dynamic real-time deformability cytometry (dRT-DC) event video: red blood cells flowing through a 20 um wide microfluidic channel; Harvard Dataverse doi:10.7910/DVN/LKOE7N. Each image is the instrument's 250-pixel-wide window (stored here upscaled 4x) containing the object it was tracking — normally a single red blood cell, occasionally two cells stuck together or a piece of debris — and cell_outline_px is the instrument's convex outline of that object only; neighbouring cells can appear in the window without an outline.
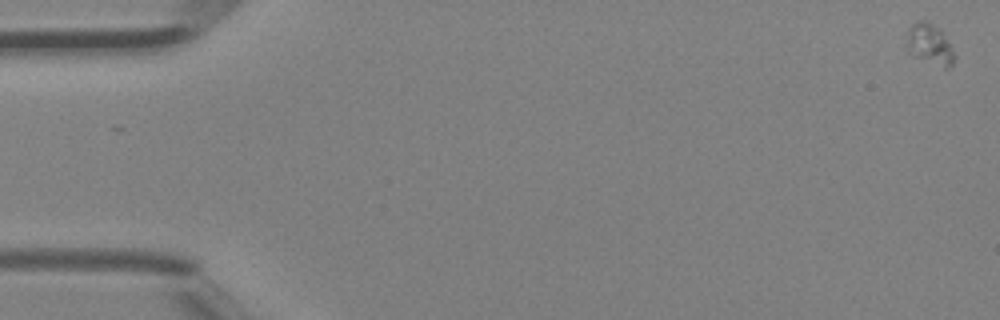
{"species": "Egyptian fruit bat (a non-hibernating species)", "species_latin": "Rousettus aegyptiacus", "temperature_condition": "room temperature", "stored_images_in_passage": 4, "camera_frame_rate_fps": 3000, "um_per_image_px": 0.085, "animal": {"sex": "female"}, "frame": {"image": 1, "passage_image": 1, "time_ms": 0.0, "image_size_px": [1000, 320], "cell_outline_px": [[956, 56], [952, 64], [948, 68], [944, 68], [916, 56], [908, 48], [908, 32], [912, 24], [916, 20], [928, 20], [940, 28], [952, 48]], "centroid_in_image_um": [79.08, 3.72], "position_along_channel_um": 5.9, "area_um2": 11.1}}